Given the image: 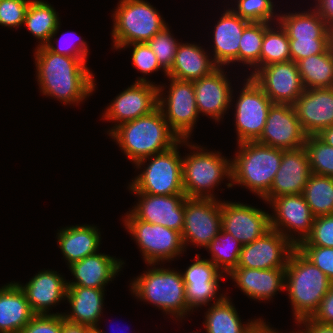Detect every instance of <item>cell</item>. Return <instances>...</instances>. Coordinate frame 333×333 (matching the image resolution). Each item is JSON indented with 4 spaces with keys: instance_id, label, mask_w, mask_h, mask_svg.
Masks as SVG:
<instances>
[{
    "instance_id": "cell-10",
    "label": "cell",
    "mask_w": 333,
    "mask_h": 333,
    "mask_svg": "<svg viewBox=\"0 0 333 333\" xmlns=\"http://www.w3.org/2000/svg\"><path fill=\"white\" fill-rule=\"evenodd\" d=\"M122 224L135 241L146 264L177 261L187 252L181 232L143 220H122Z\"/></svg>"
},
{
    "instance_id": "cell-38",
    "label": "cell",
    "mask_w": 333,
    "mask_h": 333,
    "mask_svg": "<svg viewBox=\"0 0 333 333\" xmlns=\"http://www.w3.org/2000/svg\"><path fill=\"white\" fill-rule=\"evenodd\" d=\"M265 32V23L250 22L243 30L239 42L238 66L246 65V76L251 77L260 68V54ZM243 64V65H242Z\"/></svg>"
},
{
    "instance_id": "cell-17",
    "label": "cell",
    "mask_w": 333,
    "mask_h": 333,
    "mask_svg": "<svg viewBox=\"0 0 333 333\" xmlns=\"http://www.w3.org/2000/svg\"><path fill=\"white\" fill-rule=\"evenodd\" d=\"M221 227L242 245L249 244L271 229L270 213L247 203L221 200Z\"/></svg>"
},
{
    "instance_id": "cell-16",
    "label": "cell",
    "mask_w": 333,
    "mask_h": 333,
    "mask_svg": "<svg viewBox=\"0 0 333 333\" xmlns=\"http://www.w3.org/2000/svg\"><path fill=\"white\" fill-rule=\"evenodd\" d=\"M137 202L127 211L122 220H143L182 232L184 227L185 194L151 195L131 193Z\"/></svg>"
},
{
    "instance_id": "cell-13",
    "label": "cell",
    "mask_w": 333,
    "mask_h": 333,
    "mask_svg": "<svg viewBox=\"0 0 333 333\" xmlns=\"http://www.w3.org/2000/svg\"><path fill=\"white\" fill-rule=\"evenodd\" d=\"M197 254L186 269L181 270L185 284L188 316L202 307L222 300L228 293H219L221 280L227 278L209 259ZM225 276V277H224ZM213 301V302H212ZM212 302V303H211Z\"/></svg>"
},
{
    "instance_id": "cell-4",
    "label": "cell",
    "mask_w": 333,
    "mask_h": 333,
    "mask_svg": "<svg viewBox=\"0 0 333 333\" xmlns=\"http://www.w3.org/2000/svg\"><path fill=\"white\" fill-rule=\"evenodd\" d=\"M193 140H184L189 153L182 156V184L187 198H214L216 188L228 183L231 189V157L227 158L220 151H210L204 145H198ZM192 142V143H191ZM194 143V144H193ZM222 182V183H221Z\"/></svg>"
},
{
    "instance_id": "cell-14",
    "label": "cell",
    "mask_w": 333,
    "mask_h": 333,
    "mask_svg": "<svg viewBox=\"0 0 333 333\" xmlns=\"http://www.w3.org/2000/svg\"><path fill=\"white\" fill-rule=\"evenodd\" d=\"M270 227L281 233L295 247L310 234L314 215L303 194L284 195L269 203Z\"/></svg>"
},
{
    "instance_id": "cell-3",
    "label": "cell",
    "mask_w": 333,
    "mask_h": 333,
    "mask_svg": "<svg viewBox=\"0 0 333 333\" xmlns=\"http://www.w3.org/2000/svg\"><path fill=\"white\" fill-rule=\"evenodd\" d=\"M108 135L133 165L171 149L180 141L159 108L148 115L118 125Z\"/></svg>"
},
{
    "instance_id": "cell-44",
    "label": "cell",
    "mask_w": 333,
    "mask_h": 333,
    "mask_svg": "<svg viewBox=\"0 0 333 333\" xmlns=\"http://www.w3.org/2000/svg\"><path fill=\"white\" fill-rule=\"evenodd\" d=\"M61 23L57 27V29L52 33L50 36L49 41L45 44V46L52 52L64 55V56H71V57H76L78 59H88L89 56V44L88 42L82 38L77 32L75 33L74 31H68L65 32L61 35V37L57 38V33L60 31ZM72 36L76 38L77 42L67 40L69 37L70 39ZM72 40V39H71ZM75 41V40H74ZM56 44V45H55ZM65 44V45H64ZM70 44V45H67ZM58 45V46H57Z\"/></svg>"
},
{
    "instance_id": "cell-5",
    "label": "cell",
    "mask_w": 333,
    "mask_h": 333,
    "mask_svg": "<svg viewBox=\"0 0 333 333\" xmlns=\"http://www.w3.org/2000/svg\"><path fill=\"white\" fill-rule=\"evenodd\" d=\"M332 282L296 247L285 268V288L292 307L294 322L312 317L328 293Z\"/></svg>"
},
{
    "instance_id": "cell-39",
    "label": "cell",
    "mask_w": 333,
    "mask_h": 333,
    "mask_svg": "<svg viewBox=\"0 0 333 333\" xmlns=\"http://www.w3.org/2000/svg\"><path fill=\"white\" fill-rule=\"evenodd\" d=\"M242 247L241 242L232 234L221 229L205 250L211 254V257L207 259L227 275L237 267Z\"/></svg>"
},
{
    "instance_id": "cell-12",
    "label": "cell",
    "mask_w": 333,
    "mask_h": 333,
    "mask_svg": "<svg viewBox=\"0 0 333 333\" xmlns=\"http://www.w3.org/2000/svg\"><path fill=\"white\" fill-rule=\"evenodd\" d=\"M221 229L220 199H185L184 227L181 232L185 249L190 245L206 249Z\"/></svg>"
},
{
    "instance_id": "cell-53",
    "label": "cell",
    "mask_w": 333,
    "mask_h": 333,
    "mask_svg": "<svg viewBox=\"0 0 333 333\" xmlns=\"http://www.w3.org/2000/svg\"><path fill=\"white\" fill-rule=\"evenodd\" d=\"M89 329L90 327L70 323L63 318L62 333H86Z\"/></svg>"
},
{
    "instance_id": "cell-45",
    "label": "cell",
    "mask_w": 333,
    "mask_h": 333,
    "mask_svg": "<svg viewBox=\"0 0 333 333\" xmlns=\"http://www.w3.org/2000/svg\"><path fill=\"white\" fill-rule=\"evenodd\" d=\"M31 0H0V26L8 29L23 27Z\"/></svg>"
},
{
    "instance_id": "cell-35",
    "label": "cell",
    "mask_w": 333,
    "mask_h": 333,
    "mask_svg": "<svg viewBox=\"0 0 333 333\" xmlns=\"http://www.w3.org/2000/svg\"><path fill=\"white\" fill-rule=\"evenodd\" d=\"M305 89L333 87V47L297 62Z\"/></svg>"
},
{
    "instance_id": "cell-19",
    "label": "cell",
    "mask_w": 333,
    "mask_h": 333,
    "mask_svg": "<svg viewBox=\"0 0 333 333\" xmlns=\"http://www.w3.org/2000/svg\"><path fill=\"white\" fill-rule=\"evenodd\" d=\"M306 138L293 105L273 104L256 142L283 150H294L304 147Z\"/></svg>"
},
{
    "instance_id": "cell-24",
    "label": "cell",
    "mask_w": 333,
    "mask_h": 333,
    "mask_svg": "<svg viewBox=\"0 0 333 333\" xmlns=\"http://www.w3.org/2000/svg\"><path fill=\"white\" fill-rule=\"evenodd\" d=\"M96 252L78 262L67 266L73 279L67 280L68 286L105 289L113 282L126 264L121 258L110 254Z\"/></svg>"
},
{
    "instance_id": "cell-57",
    "label": "cell",
    "mask_w": 333,
    "mask_h": 333,
    "mask_svg": "<svg viewBox=\"0 0 333 333\" xmlns=\"http://www.w3.org/2000/svg\"><path fill=\"white\" fill-rule=\"evenodd\" d=\"M86 333H107L104 332L103 329L100 328V325L97 326V328H90Z\"/></svg>"
},
{
    "instance_id": "cell-41",
    "label": "cell",
    "mask_w": 333,
    "mask_h": 333,
    "mask_svg": "<svg viewBox=\"0 0 333 333\" xmlns=\"http://www.w3.org/2000/svg\"><path fill=\"white\" fill-rule=\"evenodd\" d=\"M304 147L308 153L311 173L333 178V147L317 135L307 136Z\"/></svg>"
},
{
    "instance_id": "cell-30",
    "label": "cell",
    "mask_w": 333,
    "mask_h": 333,
    "mask_svg": "<svg viewBox=\"0 0 333 333\" xmlns=\"http://www.w3.org/2000/svg\"><path fill=\"white\" fill-rule=\"evenodd\" d=\"M195 43L180 42L167 77L194 81L210 75L218 68L213 62L210 51L203 48L200 43Z\"/></svg>"
},
{
    "instance_id": "cell-15",
    "label": "cell",
    "mask_w": 333,
    "mask_h": 333,
    "mask_svg": "<svg viewBox=\"0 0 333 333\" xmlns=\"http://www.w3.org/2000/svg\"><path fill=\"white\" fill-rule=\"evenodd\" d=\"M158 108V85L133 82L104 108L100 120L112 122L109 134L118 125L148 115Z\"/></svg>"
},
{
    "instance_id": "cell-25",
    "label": "cell",
    "mask_w": 333,
    "mask_h": 333,
    "mask_svg": "<svg viewBox=\"0 0 333 333\" xmlns=\"http://www.w3.org/2000/svg\"><path fill=\"white\" fill-rule=\"evenodd\" d=\"M227 5L214 24L211 40L213 43L210 44L212 49H209L212 50L210 54L213 62L218 67L225 68L236 63L238 65L240 38L244 28L250 23L235 14L229 8L230 4Z\"/></svg>"
},
{
    "instance_id": "cell-55",
    "label": "cell",
    "mask_w": 333,
    "mask_h": 333,
    "mask_svg": "<svg viewBox=\"0 0 333 333\" xmlns=\"http://www.w3.org/2000/svg\"><path fill=\"white\" fill-rule=\"evenodd\" d=\"M317 136L326 144L333 147V125L322 130Z\"/></svg>"
},
{
    "instance_id": "cell-29",
    "label": "cell",
    "mask_w": 333,
    "mask_h": 333,
    "mask_svg": "<svg viewBox=\"0 0 333 333\" xmlns=\"http://www.w3.org/2000/svg\"><path fill=\"white\" fill-rule=\"evenodd\" d=\"M99 226L93 224H76L57 230L56 239L66 265L100 251L102 236Z\"/></svg>"
},
{
    "instance_id": "cell-36",
    "label": "cell",
    "mask_w": 333,
    "mask_h": 333,
    "mask_svg": "<svg viewBox=\"0 0 333 333\" xmlns=\"http://www.w3.org/2000/svg\"><path fill=\"white\" fill-rule=\"evenodd\" d=\"M303 196L314 217L333 213V178L311 173Z\"/></svg>"
},
{
    "instance_id": "cell-50",
    "label": "cell",
    "mask_w": 333,
    "mask_h": 333,
    "mask_svg": "<svg viewBox=\"0 0 333 333\" xmlns=\"http://www.w3.org/2000/svg\"><path fill=\"white\" fill-rule=\"evenodd\" d=\"M311 318L318 323L333 325V284Z\"/></svg>"
},
{
    "instance_id": "cell-21",
    "label": "cell",
    "mask_w": 333,
    "mask_h": 333,
    "mask_svg": "<svg viewBox=\"0 0 333 333\" xmlns=\"http://www.w3.org/2000/svg\"><path fill=\"white\" fill-rule=\"evenodd\" d=\"M294 248L281 233L270 229L252 243L243 245L237 267L262 270L286 268Z\"/></svg>"
},
{
    "instance_id": "cell-40",
    "label": "cell",
    "mask_w": 333,
    "mask_h": 333,
    "mask_svg": "<svg viewBox=\"0 0 333 333\" xmlns=\"http://www.w3.org/2000/svg\"><path fill=\"white\" fill-rule=\"evenodd\" d=\"M231 3L232 7L229 8L248 22L272 24L279 20L280 10L277 9L278 6H276L277 4L273 0H237L234 4L233 2Z\"/></svg>"
},
{
    "instance_id": "cell-22",
    "label": "cell",
    "mask_w": 333,
    "mask_h": 333,
    "mask_svg": "<svg viewBox=\"0 0 333 333\" xmlns=\"http://www.w3.org/2000/svg\"><path fill=\"white\" fill-rule=\"evenodd\" d=\"M37 272L25 284L16 281L24 291L30 308L35 314L62 315L63 312H53L52 309L66 300L67 279L59 271L49 268Z\"/></svg>"
},
{
    "instance_id": "cell-6",
    "label": "cell",
    "mask_w": 333,
    "mask_h": 333,
    "mask_svg": "<svg viewBox=\"0 0 333 333\" xmlns=\"http://www.w3.org/2000/svg\"><path fill=\"white\" fill-rule=\"evenodd\" d=\"M231 158V187H245L262 199L270 190L279 170L283 149L256 141L238 143Z\"/></svg>"
},
{
    "instance_id": "cell-31",
    "label": "cell",
    "mask_w": 333,
    "mask_h": 333,
    "mask_svg": "<svg viewBox=\"0 0 333 333\" xmlns=\"http://www.w3.org/2000/svg\"><path fill=\"white\" fill-rule=\"evenodd\" d=\"M35 315L15 281L0 287V333H20Z\"/></svg>"
},
{
    "instance_id": "cell-1",
    "label": "cell",
    "mask_w": 333,
    "mask_h": 333,
    "mask_svg": "<svg viewBox=\"0 0 333 333\" xmlns=\"http://www.w3.org/2000/svg\"><path fill=\"white\" fill-rule=\"evenodd\" d=\"M33 59L38 89L46 98L56 99L64 106H79L98 88L87 59L60 55L45 45L34 48Z\"/></svg>"
},
{
    "instance_id": "cell-52",
    "label": "cell",
    "mask_w": 333,
    "mask_h": 333,
    "mask_svg": "<svg viewBox=\"0 0 333 333\" xmlns=\"http://www.w3.org/2000/svg\"><path fill=\"white\" fill-rule=\"evenodd\" d=\"M298 323L304 327L306 333H333V325L318 323L311 317L302 319Z\"/></svg>"
},
{
    "instance_id": "cell-43",
    "label": "cell",
    "mask_w": 333,
    "mask_h": 333,
    "mask_svg": "<svg viewBox=\"0 0 333 333\" xmlns=\"http://www.w3.org/2000/svg\"><path fill=\"white\" fill-rule=\"evenodd\" d=\"M171 26H165L161 31L154 35L146 43L154 52L160 66L168 72L175 60V54L180 44L179 39H176Z\"/></svg>"
},
{
    "instance_id": "cell-59",
    "label": "cell",
    "mask_w": 333,
    "mask_h": 333,
    "mask_svg": "<svg viewBox=\"0 0 333 333\" xmlns=\"http://www.w3.org/2000/svg\"><path fill=\"white\" fill-rule=\"evenodd\" d=\"M185 333H187V332H185ZM188 333H189V332H188ZM190 333H199V331H198V332H197V331H196V332L191 331ZM206 333H207V332H206Z\"/></svg>"
},
{
    "instance_id": "cell-18",
    "label": "cell",
    "mask_w": 333,
    "mask_h": 333,
    "mask_svg": "<svg viewBox=\"0 0 333 333\" xmlns=\"http://www.w3.org/2000/svg\"><path fill=\"white\" fill-rule=\"evenodd\" d=\"M251 77L273 104L293 105L305 91L297 63L291 60L259 68Z\"/></svg>"
},
{
    "instance_id": "cell-11",
    "label": "cell",
    "mask_w": 333,
    "mask_h": 333,
    "mask_svg": "<svg viewBox=\"0 0 333 333\" xmlns=\"http://www.w3.org/2000/svg\"><path fill=\"white\" fill-rule=\"evenodd\" d=\"M239 91L232 93L231 108L234 105V126L237 144L256 141L265 127L266 119L273 102L252 79L245 77ZM239 94V95H238ZM235 96V97H234ZM236 98V100H235Z\"/></svg>"
},
{
    "instance_id": "cell-58",
    "label": "cell",
    "mask_w": 333,
    "mask_h": 333,
    "mask_svg": "<svg viewBox=\"0 0 333 333\" xmlns=\"http://www.w3.org/2000/svg\"><path fill=\"white\" fill-rule=\"evenodd\" d=\"M331 44H332V47H333V30L331 31Z\"/></svg>"
},
{
    "instance_id": "cell-54",
    "label": "cell",
    "mask_w": 333,
    "mask_h": 333,
    "mask_svg": "<svg viewBox=\"0 0 333 333\" xmlns=\"http://www.w3.org/2000/svg\"><path fill=\"white\" fill-rule=\"evenodd\" d=\"M248 333H274L273 327L266 319L261 318Z\"/></svg>"
},
{
    "instance_id": "cell-49",
    "label": "cell",
    "mask_w": 333,
    "mask_h": 333,
    "mask_svg": "<svg viewBox=\"0 0 333 333\" xmlns=\"http://www.w3.org/2000/svg\"><path fill=\"white\" fill-rule=\"evenodd\" d=\"M63 315L36 314L20 333H62Z\"/></svg>"
},
{
    "instance_id": "cell-8",
    "label": "cell",
    "mask_w": 333,
    "mask_h": 333,
    "mask_svg": "<svg viewBox=\"0 0 333 333\" xmlns=\"http://www.w3.org/2000/svg\"><path fill=\"white\" fill-rule=\"evenodd\" d=\"M180 140L171 149L138 161L134 168L140 172L128 183L131 193L151 195L185 194L182 184V156ZM143 169V170H142Z\"/></svg>"
},
{
    "instance_id": "cell-23",
    "label": "cell",
    "mask_w": 333,
    "mask_h": 333,
    "mask_svg": "<svg viewBox=\"0 0 333 333\" xmlns=\"http://www.w3.org/2000/svg\"><path fill=\"white\" fill-rule=\"evenodd\" d=\"M310 175L309 157L305 147L284 150L270 190L260 200L268 204L277 196L302 194Z\"/></svg>"
},
{
    "instance_id": "cell-7",
    "label": "cell",
    "mask_w": 333,
    "mask_h": 333,
    "mask_svg": "<svg viewBox=\"0 0 333 333\" xmlns=\"http://www.w3.org/2000/svg\"><path fill=\"white\" fill-rule=\"evenodd\" d=\"M115 8L110 32L115 51L127 44L147 42L168 25L158 8L146 0H119Z\"/></svg>"
},
{
    "instance_id": "cell-32",
    "label": "cell",
    "mask_w": 333,
    "mask_h": 333,
    "mask_svg": "<svg viewBox=\"0 0 333 333\" xmlns=\"http://www.w3.org/2000/svg\"><path fill=\"white\" fill-rule=\"evenodd\" d=\"M233 303L231 297L226 295L222 300L208 306L202 322L207 333H248L261 319L255 317L242 322Z\"/></svg>"
},
{
    "instance_id": "cell-42",
    "label": "cell",
    "mask_w": 333,
    "mask_h": 333,
    "mask_svg": "<svg viewBox=\"0 0 333 333\" xmlns=\"http://www.w3.org/2000/svg\"><path fill=\"white\" fill-rule=\"evenodd\" d=\"M131 48V61L132 66L137 69V71L143 76L137 77L135 82H145V83H154L149 80L147 75H150L154 72L163 71L164 76L167 77V72L160 66L157 61V58L151 48L147 45L146 42L142 43H132L124 45L120 50H125Z\"/></svg>"
},
{
    "instance_id": "cell-28",
    "label": "cell",
    "mask_w": 333,
    "mask_h": 333,
    "mask_svg": "<svg viewBox=\"0 0 333 333\" xmlns=\"http://www.w3.org/2000/svg\"><path fill=\"white\" fill-rule=\"evenodd\" d=\"M105 291L106 289L68 286L65 304L69 303L70 309L63 312V318L70 323L97 328L104 316Z\"/></svg>"
},
{
    "instance_id": "cell-46",
    "label": "cell",
    "mask_w": 333,
    "mask_h": 333,
    "mask_svg": "<svg viewBox=\"0 0 333 333\" xmlns=\"http://www.w3.org/2000/svg\"><path fill=\"white\" fill-rule=\"evenodd\" d=\"M298 245L333 247V213L314 218L310 234Z\"/></svg>"
},
{
    "instance_id": "cell-9",
    "label": "cell",
    "mask_w": 333,
    "mask_h": 333,
    "mask_svg": "<svg viewBox=\"0 0 333 333\" xmlns=\"http://www.w3.org/2000/svg\"><path fill=\"white\" fill-rule=\"evenodd\" d=\"M166 79L169 85L158 84V108L170 129L180 140H190L200 118L196 107L193 81L171 77Z\"/></svg>"
},
{
    "instance_id": "cell-27",
    "label": "cell",
    "mask_w": 333,
    "mask_h": 333,
    "mask_svg": "<svg viewBox=\"0 0 333 333\" xmlns=\"http://www.w3.org/2000/svg\"><path fill=\"white\" fill-rule=\"evenodd\" d=\"M227 277L236 283L235 287L246 297L258 302L273 301L274 297L285 288V268L262 270L235 267L226 275Z\"/></svg>"
},
{
    "instance_id": "cell-47",
    "label": "cell",
    "mask_w": 333,
    "mask_h": 333,
    "mask_svg": "<svg viewBox=\"0 0 333 333\" xmlns=\"http://www.w3.org/2000/svg\"><path fill=\"white\" fill-rule=\"evenodd\" d=\"M291 61L324 53L332 44L331 38L289 39Z\"/></svg>"
},
{
    "instance_id": "cell-48",
    "label": "cell",
    "mask_w": 333,
    "mask_h": 333,
    "mask_svg": "<svg viewBox=\"0 0 333 333\" xmlns=\"http://www.w3.org/2000/svg\"><path fill=\"white\" fill-rule=\"evenodd\" d=\"M296 248L333 283V247L297 245Z\"/></svg>"
},
{
    "instance_id": "cell-26",
    "label": "cell",
    "mask_w": 333,
    "mask_h": 333,
    "mask_svg": "<svg viewBox=\"0 0 333 333\" xmlns=\"http://www.w3.org/2000/svg\"><path fill=\"white\" fill-rule=\"evenodd\" d=\"M293 107L306 135H318L333 125V87L305 89Z\"/></svg>"
},
{
    "instance_id": "cell-33",
    "label": "cell",
    "mask_w": 333,
    "mask_h": 333,
    "mask_svg": "<svg viewBox=\"0 0 333 333\" xmlns=\"http://www.w3.org/2000/svg\"><path fill=\"white\" fill-rule=\"evenodd\" d=\"M309 9L279 13L278 22L287 32L289 39L331 38V30L312 6ZM311 6V7H310Z\"/></svg>"
},
{
    "instance_id": "cell-20",
    "label": "cell",
    "mask_w": 333,
    "mask_h": 333,
    "mask_svg": "<svg viewBox=\"0 0 333 333\" xmlns=\"http://www.w3.org/2000/svg\"><path fill=\"white\" fill-rule=\"evenodd\" d=\"M225 70V67H218L210 75L193 81L199 115L212 119L215 124L223 122L225 114H229L232 93L235 90Z\"/></svg>"
},
{
    "instance_id": "cell-2",
    "label": "cell",
    "mask_w": 333,
    "mask_h": 333,
    "mask_svg": "<svg viewBox=\"0 0 333 333\" xmlns=\"http://www.w3.org/2000/svg\"><path fill=\"white\" fill-rule=\"evenodd\" d=\"M143 273L131 279L130 295L138 301L147 302L165 316L180 321L188 318L185 284L181 271L161 264H146ZM150 266V267H149ZM171 268V269H170ZM186 317V318H185Z\"/></svg>"
},
{
    "instance_id": "cell-34",
    "label": "cell",
    "mask_w": 333,
    "mask_h": 333,
    "mask_svg": "<svg viewBox=\"0 0 333 333\" xmlns=\"http://www.w3.org/2000/svg\"><path fill=\"white\" fill-rule=\"evenodd\" d=\"M58 11L48 1L31 0L23 27L32 34L39 46L45 45L61 23Z\"/></svg>"
},
{
    "instance_id": "cell-56",
    "label": "cell",
    "mask_w": 333,
    "mask_h": 333,
    "mask_svg": "<svg viewBox=\"0 0 333 333\" xmlns=\"http://www.w3.org/2000/svg\"><path fill=\"white\" fill-rule=\"evenodd\" d=\"M296 325L299 327V328L297 327V331H294V329H293V331L291 330V331H289V333H306V330L304 329V327L300 323L296 322ZM273 332L274 333H283L282 331L277 330L274 327H273Z\"/></svg>"
},
{
    "instance_id": "cell-51",
    "label": "cell",
    "mask_w": 333,
    "mask_h": 333,
    "mask_svg": "<svg viewBox=\"0 0 333 333\" xmlns=\"http://www.w3.org/2000/svg\"><path fill=\"white\" fill-rule=\"evenodd\" d=\"M313 7L326 22L328 28L333 30V0H314Z\"/></svg>"
},
{
    "instance_id": "cell-37",
    "label": "cell",
    "mask_w": 333,
    "mask_h": 333,
    "mask_svg": "<svg viewBox=\"0 0 333 333\" xmlns=\"http://www.w3.org/2000/svg\"><path fill=\"white\" fill-rule=\"evenodd\" d=\"M291 60L290 42L285 29L276 23H265V32L260 54V68L272 63Z\"/></svg>"
}]
</instances>
